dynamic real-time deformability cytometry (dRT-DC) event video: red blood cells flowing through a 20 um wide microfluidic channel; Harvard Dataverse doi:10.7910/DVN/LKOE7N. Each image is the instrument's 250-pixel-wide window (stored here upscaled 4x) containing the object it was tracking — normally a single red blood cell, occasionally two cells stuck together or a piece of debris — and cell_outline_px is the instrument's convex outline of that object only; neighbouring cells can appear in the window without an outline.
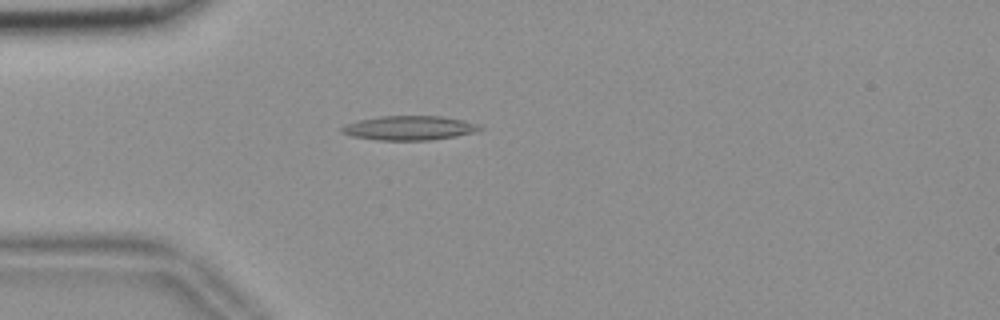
{"species": "common noctule bat (a hibernating species)", "species_latin": "Nyctalus noctula", "temperature_condition": "room temperature", "stored_images_in_passage": 55, "camera_frame_rate_fps": 3000, "um_per_image_px": 0.085, "animal": {"sex": "female", "body_mass_g": 18.4}, "frame": {"image": 1, "passage_image": 15, "time_ms": 4.667, "image_size_px": [1000, 320], "cell_outline_px": [[484, 128], [476, 132], [428, 140], [380, 140], [352, 136], [340, 132], [340, 128], [348, 124], [360, 120], [380, 116], [440, 116], [464, 120], [476, 124]], "centroid_in_image_um": [34.79, 10.87], "position_along_channel_um": 50.2, "area_um2": 19.25}}
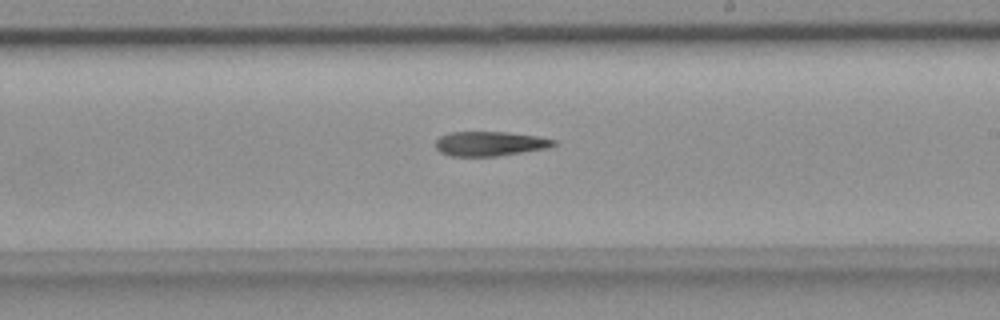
{"frame": {"image": 2, "passage_image": 32, "time_ms": 10.333, "image_size_px": [1000, 320], "cell_outline_px": [[556, 144], [548, 148], [496, 156], [448, 156], [440, 152], [436, 148], [436, 140], [440, 136], [452, 132], [508, 132], [536, 136], [556, 140]], "centroid_in_image_um": [41.62, 12.21], "position_along_channel_um": 247.4, "area_um2": 16.82}}
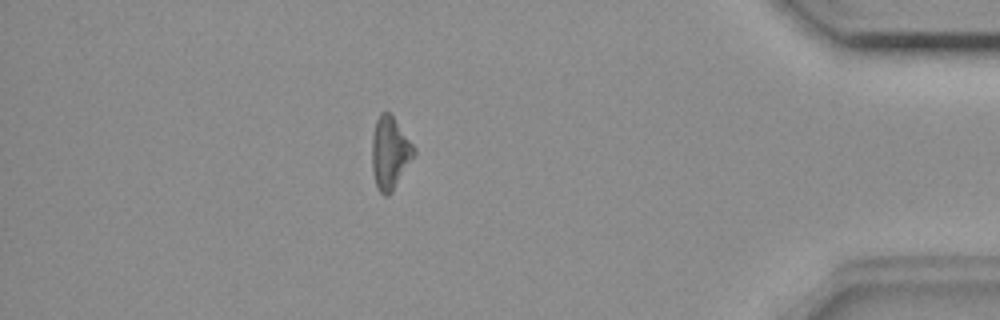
{"frame": {"image": 3, "passage_image": 48, "time_ms": 15.667, "image_size_px": [1000, 320], "cell_outline_px": [[416, 152], [392, 192], [388, 196], [384, 196], [380, 192], [376, 184], [372, 172], [372, 136], [376, 120], [380, 112], [388, 112], [392, 116], [412, 144]], "centroid_in_image_um": [33.11, 13.01], "position_along_channel_um": 402.1, "area_um2": 17.4}}